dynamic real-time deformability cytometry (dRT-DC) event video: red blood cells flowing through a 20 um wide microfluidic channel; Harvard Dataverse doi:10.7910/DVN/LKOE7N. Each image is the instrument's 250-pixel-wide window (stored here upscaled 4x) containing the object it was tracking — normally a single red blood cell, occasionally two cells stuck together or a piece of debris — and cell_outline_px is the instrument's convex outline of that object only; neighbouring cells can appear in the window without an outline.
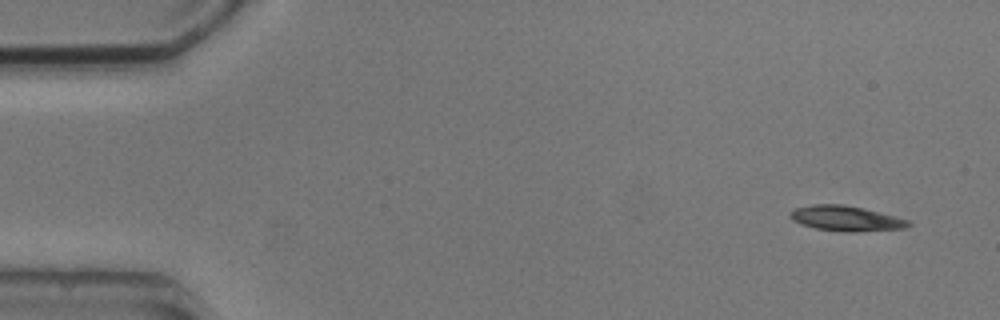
{"species": "common noctule bat (a hibernating species)", "species_latin": "Nyctalus noctula", "temperature_condition": "cold", "stored_images_in_passage": 6, "camera_frame_rate_fps": 3000, "um_per_image_px": 0.085, "animal": {"sex": "male", "body_mass_g": 20.5, "forearm_length_mm": 52.5}, "frame": {"image": 1, "passage_image": 1, "time_ms": 0.0, "image_size_px": [1000, 320], "cell_outline_px": [[912, 224], [908, 228], [856, 232], [840, 232], [816, 228], [800, 224], [792, 220], [788, 216], [796, 208], [812, 204], [844, 204], [864, 208], [896, 216], [908, 220]], "centroid_in_image_um": [71.93, 18.57], "position_along_channel_um": 13.1, "area_um2": 17.57}}
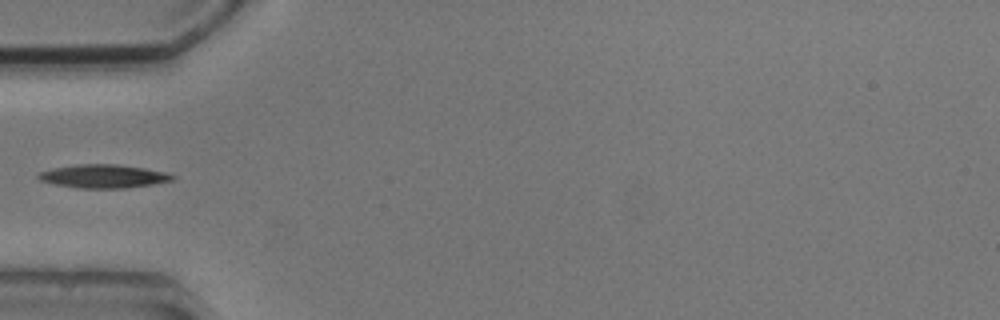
{"frame": {"image": 2, "passage_image": 4, "time_ms": 4.667, "image_size_px": [1000, 320], "cell_outline_px": [[176, 176], [172, 180], [152, 184], [124, 188], [76, 188], [56, 184], [40, 180], [36, 176], [40, 172], [52, 168], [76, 164], [116, 164], [144, 168], [168, 172]], "centroid_in_image_um": [8.79, 14.97], "position_along_channel_um": 76.2, "area_um2": 18.26}}